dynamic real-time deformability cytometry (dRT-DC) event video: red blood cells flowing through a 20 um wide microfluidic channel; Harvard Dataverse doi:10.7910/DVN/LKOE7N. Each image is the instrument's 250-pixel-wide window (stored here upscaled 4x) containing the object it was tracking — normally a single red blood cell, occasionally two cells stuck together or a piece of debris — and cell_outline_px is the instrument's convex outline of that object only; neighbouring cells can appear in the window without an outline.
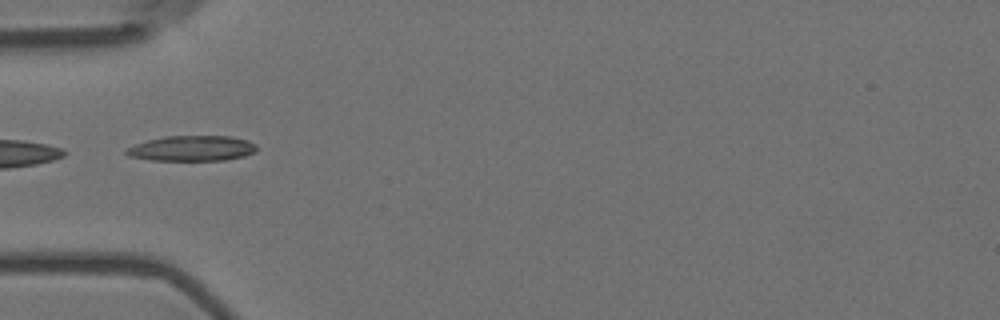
{"species": "Egyptian fruit bat (a non-hibernating species)", "species_latin": "Rousettus aegyptiacus", "temperature_condition": "room temperature", "stored_images_in_passage": 6, "camera_frame_rate_fps": 3000, "um_per_image_px": 0.085, "animal": {"sex": "female"}, "frame": {"image": 1, "passage_image": 2, "time_ms": 0.333, "image_size_px": [1000, 320], "cell_outline_px": [[256, 152], [244, 156], [224, 160], [152, 160], [128, 156], [124, 152], [124, 148], [148, 140], [164, 136], [232, 136], [248, 140], [256, 144]], "centroid_in_image_um": [16.31, 12.61], "position_along_channel_um": 68.7, "area_um2": 19.36}}
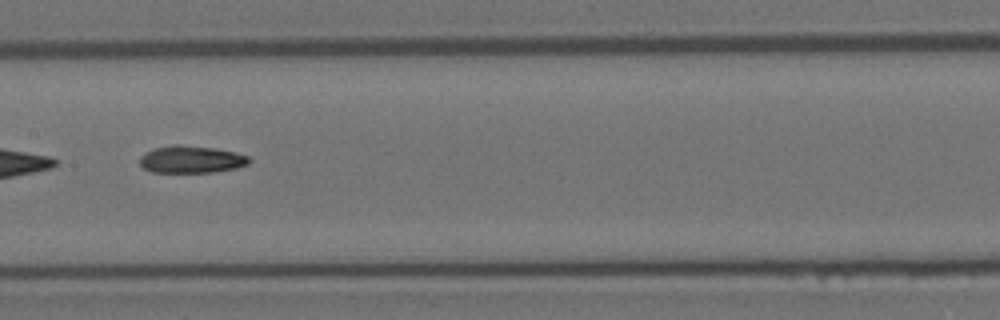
{"frame": {"image": 2, "passage_image": 5, "time_ms": 1.333, "image_size_px": [1000, 320], "cell_outline_px": [[252, 160], [248, 164], [236, 168], [216, 172], [152, 172], [144, 168], [140, 164], [140, 156], [152, 148], [172, 144], [176, 144], [216, 148], [236, 152], [248, 156]], "centroid_in_image_um": [16.27, 13.54], "position_along_channel_um": 191.1, "area_um2": 17.57}}
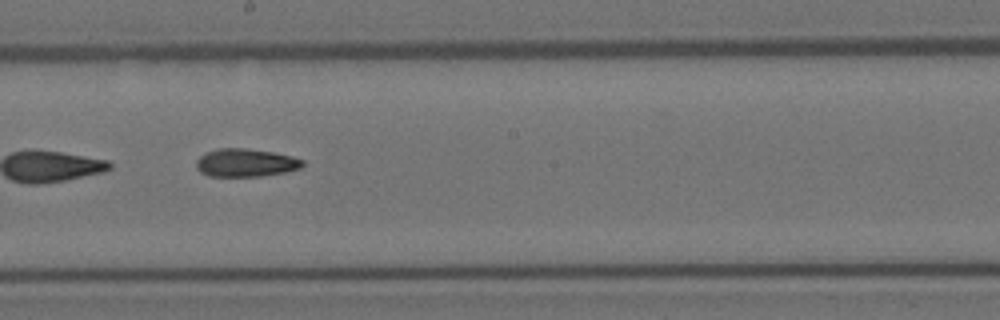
{"frame": {"image": 3, "passage_image": 6, "time_ms": 1.667, "image_size_px": [1000, 320], "cell_outline_px": [[304, 164], [300, 168], [284, 172], [260, 176], [208, 176], [200, 172], [196, 168], [196, 160], [200, 156], [208, 152], [220, 148], [244, 148], [272, 152], [292, 156], [304, 160]], "centroid_in_image_um": [20.87, 13.83], "position_along_channel_um": 227.3, "area_um2": 17.28}}